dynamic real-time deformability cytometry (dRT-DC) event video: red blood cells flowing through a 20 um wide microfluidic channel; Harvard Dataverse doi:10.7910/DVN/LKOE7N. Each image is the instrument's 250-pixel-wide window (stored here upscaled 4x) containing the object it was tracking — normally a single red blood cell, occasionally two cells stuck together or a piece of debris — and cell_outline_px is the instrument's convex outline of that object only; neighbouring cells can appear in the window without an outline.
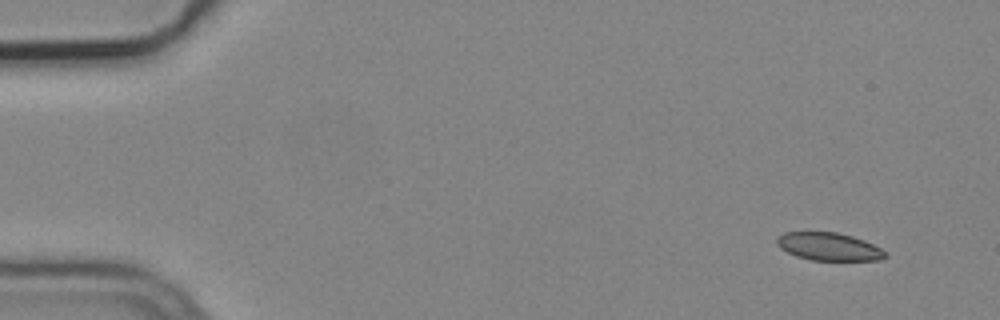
{"species": "common noctule bat (a hibernating species)", "species_latin": "Nyctalus noctula", "temperature_condition": "cold", "stored_images_in_passage": 10, "camera_frame_rate_fps": 3000, "um_per_image_px": 0.085, "animal": {"sex": "male", "body_mass_g": 19.2, "forearm_length_mm": 51.8}, "frame": {"image": 1, "passage_image": 1, "time_ms": 0.0, "image_size_px": [1000, 320], "cell_outline_px": [[888, 256], [880, 260], [812, 260], [796, 256], [780, 248], [776, 244], [776, 236], [784, 232], [836, 232], [852, 236], [864, 240], [888, 252]], "centroid_in_image_um": [70.44, 20.96], "position_along_channel_um": 14.6, "area_um2": 17.69}}
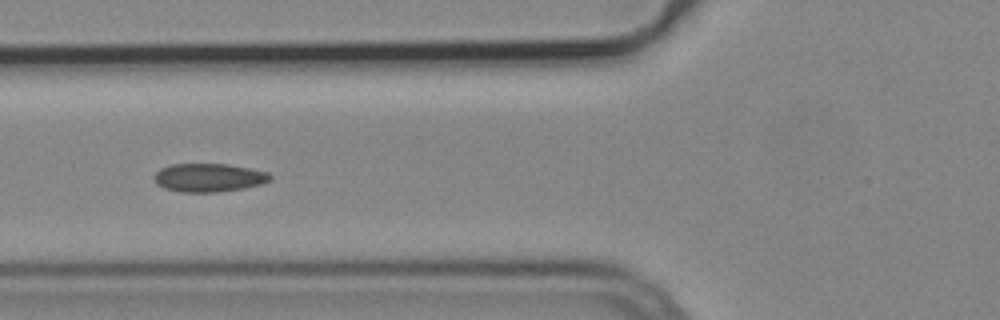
{"frame": {"image": 2, "passage_image": 5, "time_ms": 1.333, "image_size_px": [1000, 320], "cell_outline_px": [[272, 176], [268, 180], [260, 184], [244, 188], [220, 192], [180, 192], [164, 188], [156, 184], [152, 176], [160, 168], [172, 164], [228, 164], [268, 172]], "centroid_in_image_um": [17.69, 15.1], "position_along_channel_um": 108.1, "area_um2": 19.25}}
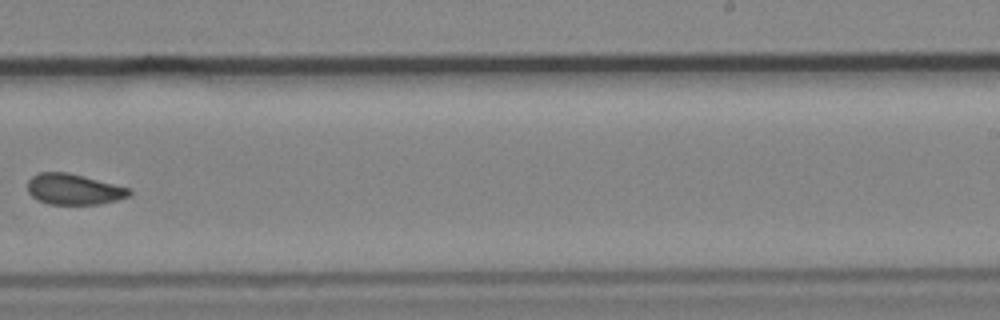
{"frame": {"image": 3, "passage_image": 9, "time_ms": 2.667, "image_size_px": [1000, 320], "cell_outline_px": [[132, 196], [100, 204], [48, 204], [36, 200], [28, 192], [28, 180], [32, 176], [40, 172], [68, 172], [132, 188]], "centroid_in_image_um": [6.3, 16.09], "position_along_channel_um": 282.7, "area_um2": 18.5}}